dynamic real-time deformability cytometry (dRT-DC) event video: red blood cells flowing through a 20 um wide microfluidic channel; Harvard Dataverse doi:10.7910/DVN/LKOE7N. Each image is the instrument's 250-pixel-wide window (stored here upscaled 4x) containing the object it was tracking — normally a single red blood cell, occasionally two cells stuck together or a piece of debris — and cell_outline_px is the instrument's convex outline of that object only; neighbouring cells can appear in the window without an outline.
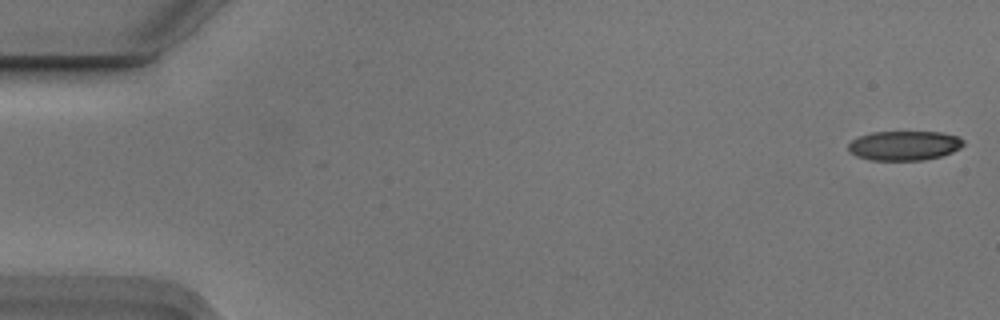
{"species": "Egyptian fruit bat (a non-hibernating species)", "species_latin": "Rousettus aegyptiacus", "temperature_condition": "cold", "stored_images_in_passage": 54, "camera_frame_rate_fps": 3000, "um_per_image_px": 0.085, "animal": {"sex": "male"}, "frame": {"image": 1, "passage_image": 1, "time_ms": 0.0, "image_size_px": [1000, 320], "cell_outline_px": [[964, 144], [960, 148], [952, 152], [940, 156], [924, 160], [868, 160], [856, 156], [848, 152], [848, 144], [852, 140], [860, 136], [872, 132], [940, 132], [960, 136], [964, 140]], "centroid_in_image_um": [76.86, 12.37], "position_along_channel_um": 8.1, "area_um2": 19.94}}
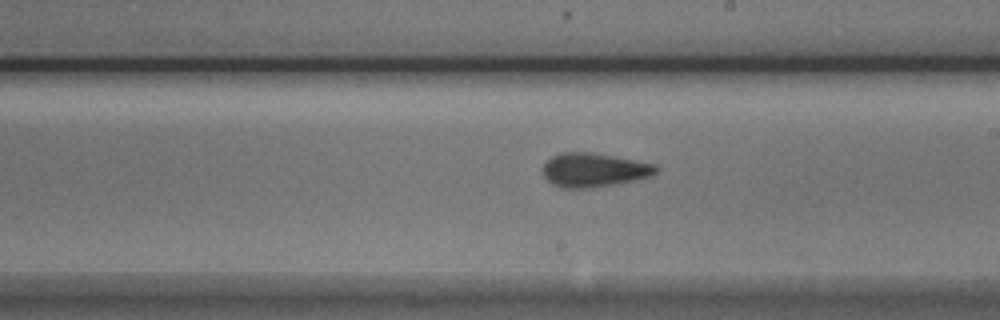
{"frame": {"image": 2, "passage_image": 31, "time_ms": 10.0, "image_size_px": [1000, 320], "cell_outline_px": [[660, 168], [652, 176], [636, 180], [588, 188], [560, 188], [552, 184], [544, 176], [544, 164], [552, 156], [560, 152], [592, 152], [616, 156], [656, 164]], "centroid_in_image_um": [50.51, 14.44], "position_along_channel_um": 238.5, "area_um2": 22.48}}
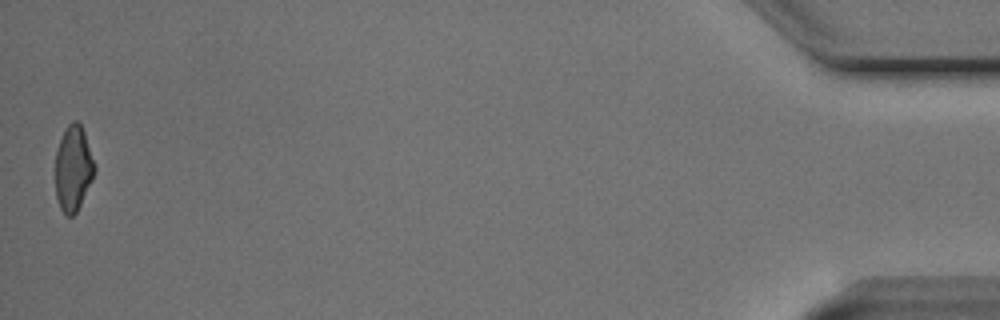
{"frame": {"image": 3, "passage_image": 54, "time_ms": 17.667, "image_size_px": [1000, 320], "cell_outline_px": [[96, 168], [92, 180], [76, 212], [72, 216], [68, 216], [60, 208], [56, 196], [56, 152], [60, 140], [68, 124], [72, 120], [76, 120], [80, 124], [84, 132]], "centroid_in_image_um": [6.22, 14.31], "position_along_channel_um": 429.0, "area_um2": 19.13}, "authors_computed_cell_mechanics": {"area_um2": 21.4727, "velocity_mm_per_s": 3.7467, "shape_relaxation_time_tau1_ms": 5.824, "shape_relaxation_time_tau2_ms": 2.4466, "deformation_change_tau1": 0.1503, "deformation_change_tau2": 0.1072}}